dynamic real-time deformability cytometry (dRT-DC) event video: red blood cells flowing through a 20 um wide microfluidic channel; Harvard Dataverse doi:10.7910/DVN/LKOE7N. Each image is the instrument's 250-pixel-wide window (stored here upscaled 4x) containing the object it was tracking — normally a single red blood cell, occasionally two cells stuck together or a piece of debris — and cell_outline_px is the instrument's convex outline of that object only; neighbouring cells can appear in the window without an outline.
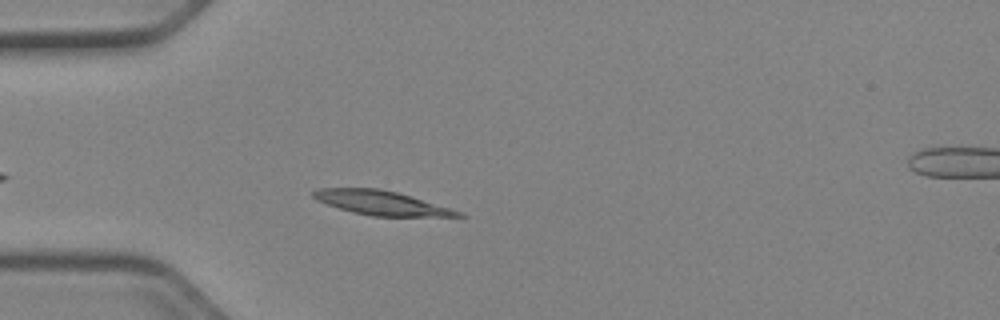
{"species": "Egyptian fruit bat (a non-hibernating species)", "species_latin": "Rousettus aegyptiacus", "temperature_condition": "cold", "stored_images_in_passage": 43, "camera_frame_rate_fps": 3000, "um_per_image_px": 0.085, "animal": {"sex": "female"}, "frame": {"image": 1, "passage_image": 6, "time_ms": 1.667, "image_size_px": [1000, 320], "cell_outline_px": [[468, 216], [372, 216], [352, 212], [316, 200], [312, 196], [312, 192], [320, 188], [380, 188], [396, 192], [464, 212]], "centroid_in_image_um": [32.41, 17.24], "position_along_channel_um": 52.6, "area_um2": 20.17}}
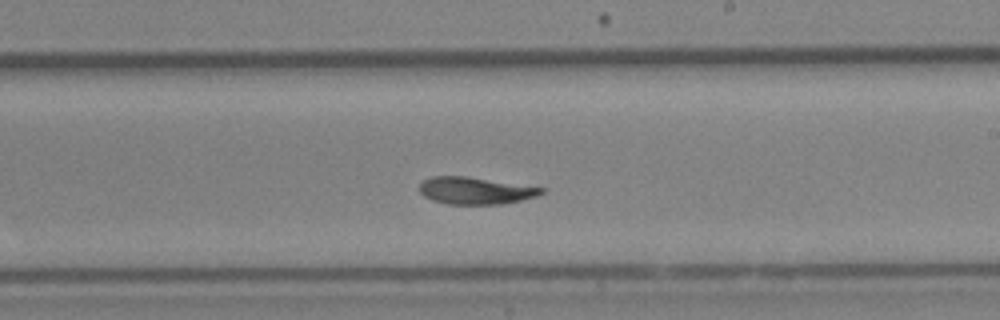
{"frame": {"image": 2, "passage_image": 22, "time_ms": 7.0, "image_size_px": [1000, 320], "cell_outline_px": [[544, 192], [536, 196], [504, 204], [448, 204], [432, 200], [424, 196], [420, 192], [420, 184], [424, 180], [432, 176], [468, 176], [544, 188]], "centroid_in_image_um": [40.39, 16.2], "position_along_channel_um": 248.6, "area_um2": 19.13}}
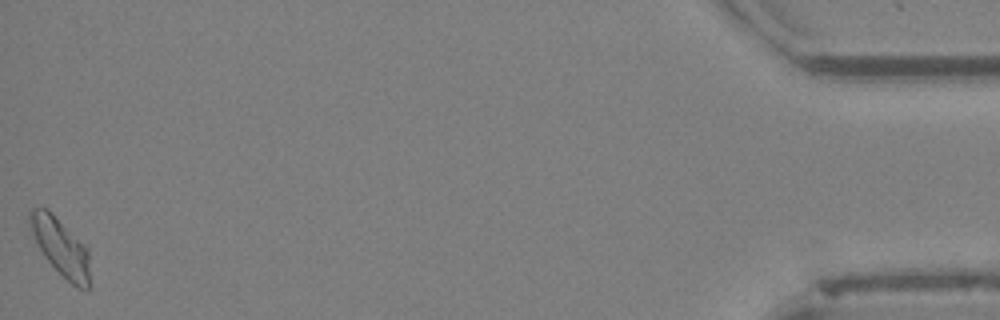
{"frame": {"image": 3, "passage_image": 43, "time_ms": 14.0, "image_size_px": [1000, 320], "cell_outline_px": [[92, 288], [88, 292], [76, 288], [44, 256], [28, 224], [28, 212], [32, 208], [48, 208], [88, 248]], "centroid_in_image_um": [5.22, 21.03], "position_along_channel_um": 430.0, "area_um2": 20.4}, "authors_computed_cell_mechanics": {"area_um2": 19.8832, "velocity_mm_per_s": 3.8965, "shape_relaxation_time_tau1_ms": null, "shape_relaxation_time_tau2_ms": 9.9684, "deformation_change_tau1": null, "deformation_change_tau2": 0.1385}}